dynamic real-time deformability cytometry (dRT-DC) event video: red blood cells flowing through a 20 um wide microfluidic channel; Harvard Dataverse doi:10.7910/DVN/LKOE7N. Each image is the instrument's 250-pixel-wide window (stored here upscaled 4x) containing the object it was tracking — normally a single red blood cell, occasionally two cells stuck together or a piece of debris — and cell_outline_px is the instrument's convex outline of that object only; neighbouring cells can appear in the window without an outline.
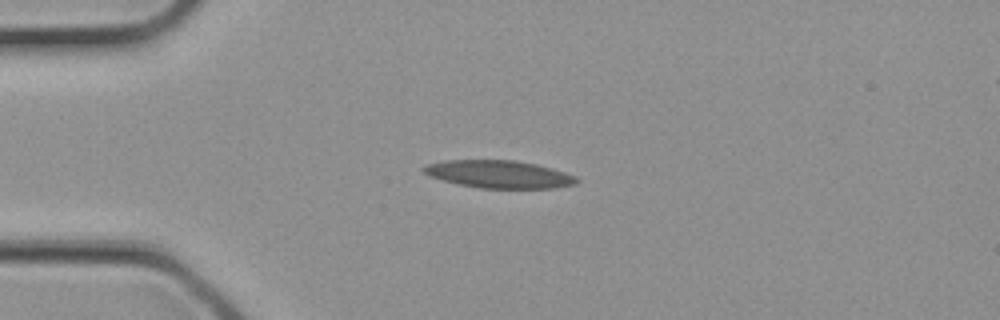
{"species": "common noctule bat (a hibernating species)", "species_latin": "Nyctalus noctula", "temperature_condition": "cold", "stored_images_in_passage": 2, "segment_of_instrument_passage": [1, 2], "camera_frame_rate_fps": 3000, "um_per_image_px": 0.085, "animal": {"sex": "female", "body_mass_g": 21.9}, "frame": {"image": 1, "passage_image": 1, "time_ms": 0.0, "image_size_px": [1000, 320], "cell_outline_px": [[580, 180], [576, 184], [552, 188], [480, 188], [460, 184], [444, 180], [432, 176], [424, 172], [420, 168], [424, 164], [444, 160], [516, 160], [536, 164], [552, 168], [576, 176]], "centroid_in_image_um": [42.42, 14.8], "position_along_channel_um": 42.6, "area_um2": 24.62}}